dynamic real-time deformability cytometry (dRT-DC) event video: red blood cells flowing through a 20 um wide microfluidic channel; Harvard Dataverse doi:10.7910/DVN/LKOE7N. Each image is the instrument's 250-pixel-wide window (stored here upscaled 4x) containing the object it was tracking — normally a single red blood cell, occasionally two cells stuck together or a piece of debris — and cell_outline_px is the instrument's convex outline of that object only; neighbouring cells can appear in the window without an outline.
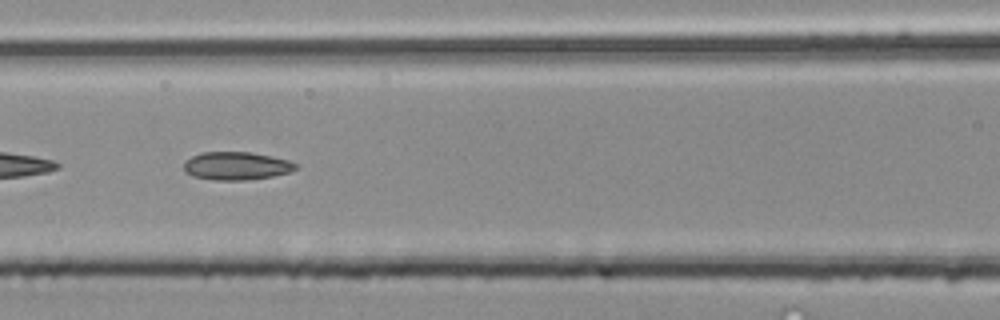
{"species": "common noctule bat (a hibernating species)", "species_latin": "Nyctalus noctula", "temperature_condition": "room temperature", "stored_images_in_passage": 3, "camera_frame_rate_fps": 3000, "um_per_image_px": 0.085, "animal": {"sex": "male", "body_mass_g": 20.4}, "frame": {"image": 1, "passage_image": 3, "time_ms": 0.667, "image_size_px": [1000, 320], "cell_outline_px": [[296, 168], [288, 172], [272, 176], [244, 180], [216, 180], [192, 176], [184, 168], [184, 164], [192, 156], [200, 152], [252, 152], [288, 160], [296, 164]], "centroid_in_image_um": [20.08, 14.09], "position_along_channel_um": 146.5, "area_um2": 17.98}}